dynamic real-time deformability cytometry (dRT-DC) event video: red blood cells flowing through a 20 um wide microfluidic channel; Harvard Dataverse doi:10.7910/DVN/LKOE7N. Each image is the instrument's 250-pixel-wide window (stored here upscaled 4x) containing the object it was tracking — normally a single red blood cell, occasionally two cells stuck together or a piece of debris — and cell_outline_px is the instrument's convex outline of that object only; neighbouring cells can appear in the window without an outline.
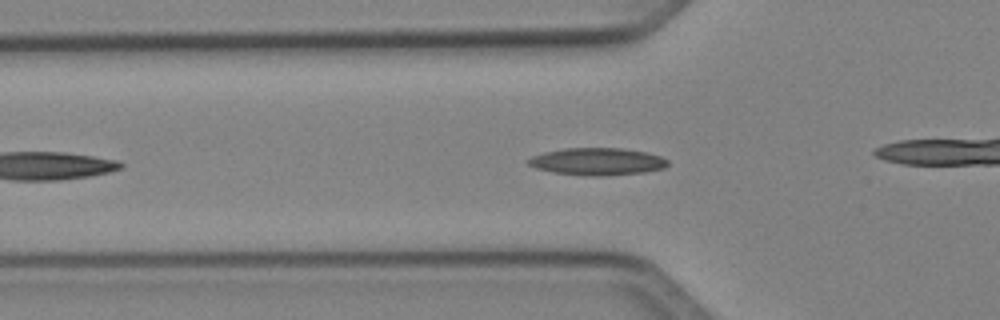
{"species": "Egyptian fruit bat (a non-hibernating species)", "species_latin": "Rousettus aegyptiacus", "temperature_condition": "cold", "stored_images_in_passage": 31, "camera_frame_rate_fps": 3000, "um_per_image_px": 0.085, "animal": {"sex": "female"}, "frame": {"image": 1, "passage_image": 7, "time_ms": 2.0, "image_size_px": [1000, 320], "cell_outline_px": [[668, 164], [664, 168], [644, 172], [604, 176], [588, 176], [552, 172], [536, 168], [528, 164], [524, 160], [532, 156], [544, 152], [564, 148], [620, 148], [644, 152], [660, 156], [668, 160]], "centroid_in_image_um": [50.73, 13.73], "position_along_channel_um": 75.1, "area_um2": 22.2}}
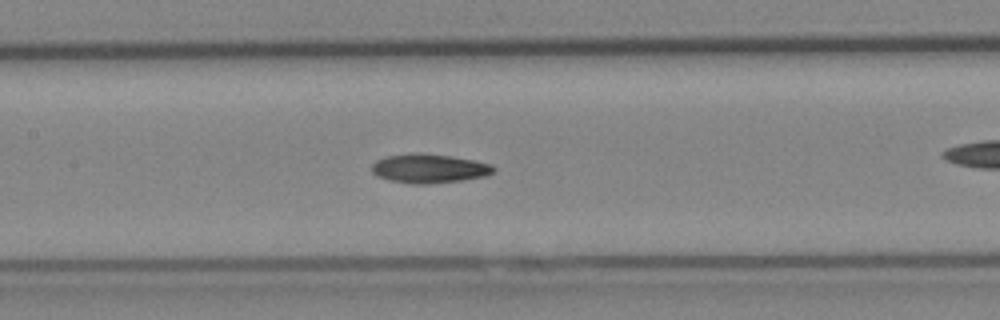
{"frame": {"image": 2, "passage_image": 14, "time_ms": 4.333, "image_size_px": [1000, 320], "cell_outline_px": [[496, 168], [488, 176], [464, 180], [424, 184], [412, 184], [388, 180], [376, 176], [372, 172], [372, 164], [376, 160], [388, 156], [412, 152], [416, 152], [452, 156], [492, 164]], "centroid_in_image_um": [36.47, 14.32], "position_along_channel_um": 170.9, "area_um2": 20.81}}
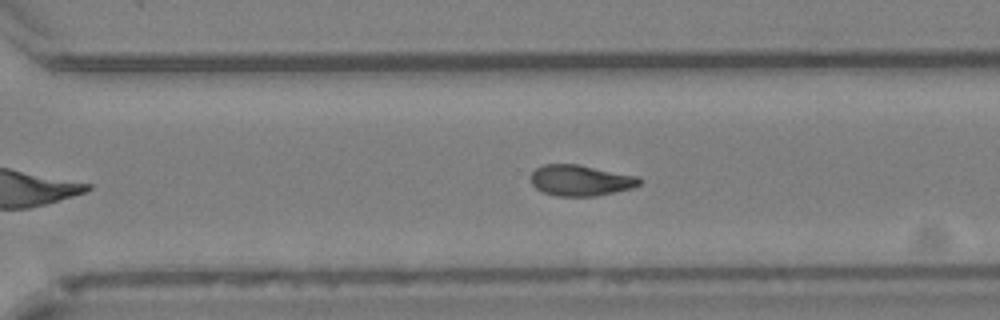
{"frame": {"image": 3, "passage_image": 25, "time_ms": 8.0, "image_size_px": [1000, 320], "cell_outline_px": [[640, 184], [632, 188], [596, 196], [556, 196], [544, 192], [536, 188], [532, 184], [532, 172], [536, 168], [544, 164], [580, 164], [636, 176], [640, 180]], "centroid_in_image_um": [49.33, 15.33], "position_along_channel_um": 321.3, "area_um2": 19.42}}